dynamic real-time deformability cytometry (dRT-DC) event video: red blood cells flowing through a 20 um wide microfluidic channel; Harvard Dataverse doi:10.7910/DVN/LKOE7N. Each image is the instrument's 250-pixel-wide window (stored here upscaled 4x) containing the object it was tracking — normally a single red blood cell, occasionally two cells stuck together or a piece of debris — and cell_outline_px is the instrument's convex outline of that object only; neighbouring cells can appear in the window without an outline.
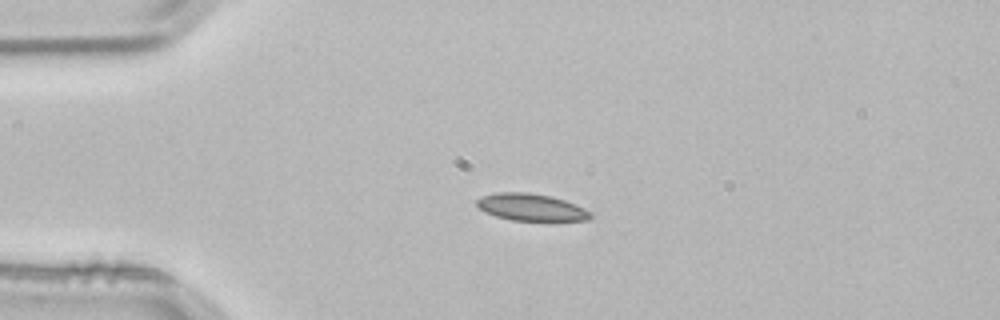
{"species": "common noctule bat (a hibernating species)", "species_latin": "Nyctalus noctula", "temperature_condition": "room temperature", "stored_images_in_passage": 2, "camera_frame_rate_fps": 3000, "um_per_image_px": 0.085, "animal": {"sex": "male", "body_mass_g": 21.5, "forearm_length_mm": 52.0}, "frame": {"image": 1, "passage_image": 2, "time_ms": 0.333, "image_size_px": [1000, 320], "cell_outline_px": [[592, 216], [588, 220], [512, 220], [496, 216], [484, 212], [476, 204], [476, 200], [480, 196], [496, 192], [528, 192], [552, 196], [564, 200], [584, 208], [592, 212]], "centroid_in_image_um": [45.12, 17.6], "position_along_channel_um": 39.9, "area_um2": 17.92}}